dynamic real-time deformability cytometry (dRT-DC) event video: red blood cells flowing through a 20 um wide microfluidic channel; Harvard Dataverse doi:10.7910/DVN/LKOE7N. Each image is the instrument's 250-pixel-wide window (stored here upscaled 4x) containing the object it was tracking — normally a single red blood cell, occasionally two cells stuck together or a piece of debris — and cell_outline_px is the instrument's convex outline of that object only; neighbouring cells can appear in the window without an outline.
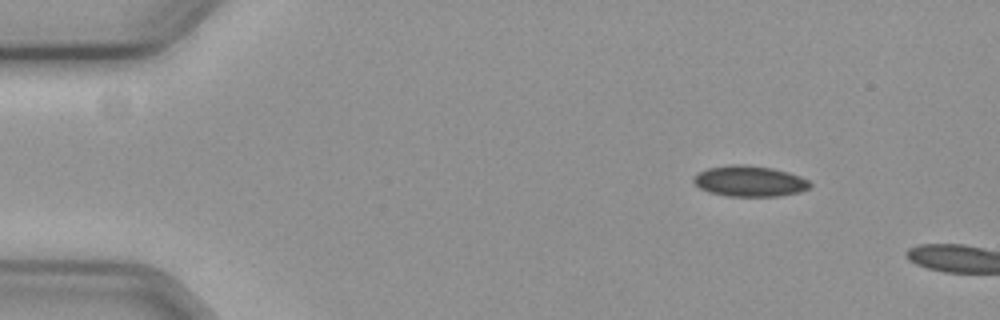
{"species": "common noctule bat (a hibernating species)", "species_latin": "Nyctalus noctula", "temperature_condition": "cold", "stored_images_in_passage": 4, "camera_frame_rate_fps": 3000, "um_per_image_px": 0.085, "animal": {"sex": "female", "body_mass_g": 19.3, "forearm_length_mm": 54.1}, "frame": {"image": 1, "passage_image": 1, "time_ms": 0.0, "image_size_px": [1000, 320], "cell_outline_px": [[812, 184], [808, 188], [800, 192], [776, 196], [728, 196], [708, 192], [700, 188], [692, 180], [700, 172], [708, 168], [728, 164], [748, 164], [772, 168], [788, 172], [800, 176], [808, 180]], "centroid_in_image_um": [63.72, 15.39], "position_along_channel_um": 21.3, "area_um2": 20.87}}